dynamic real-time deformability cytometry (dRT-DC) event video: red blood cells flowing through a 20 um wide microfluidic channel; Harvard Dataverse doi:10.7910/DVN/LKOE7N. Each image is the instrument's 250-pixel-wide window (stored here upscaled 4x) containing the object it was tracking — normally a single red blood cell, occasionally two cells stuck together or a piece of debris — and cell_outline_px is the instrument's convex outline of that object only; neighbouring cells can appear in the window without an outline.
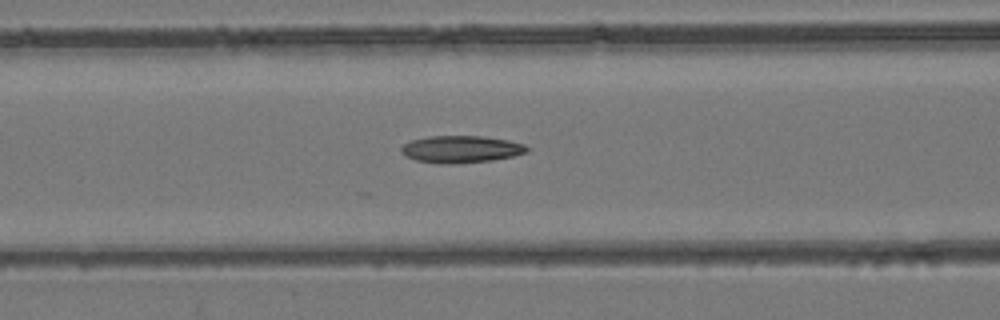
{"species": "common noctule bat (a hibernating species)", "species_latin": "Nyctalus noctula", "temperature_condition": "room temperature", "stored_images_in_passage": 45, "camera_frame_rate_fps": 3000, "um_per_image_px": 0.085, "animal": {"sex": "female", "body_mass_g": 24.6, "forearm_length_mm": 56.2}, "frame": {"image": 1, "passage_image": 20, "time_ms": 6.333, "image_size_px": [1000, 320], "cell_outline_px": [[532, 148], [528, 152], [512, 156], [492, 160], [452, 164], [436, 164], [416, 160], [404, 156], [400, 152], [400, 148], [404, 144], [412, 140], [428, 136], [480, 136], [508, 140], [524, 144]], "centroid_in_image_um": [39.18, 12.69], "position_along_channel_um": 127.4, "area_um2": 20.06}}
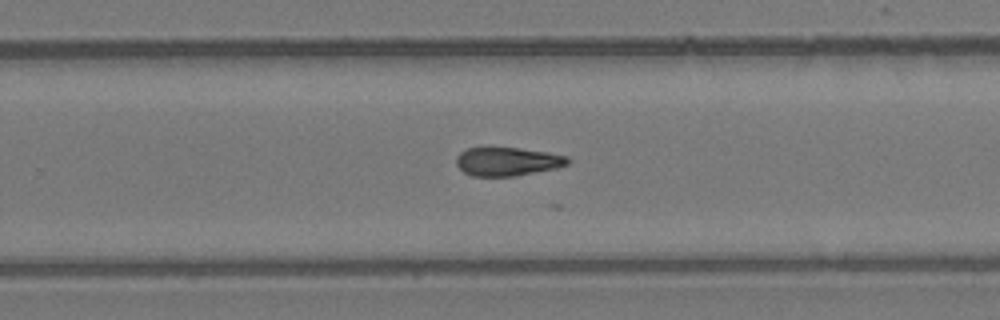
{"frame": {"image": 2, "passage_image": 31, "time_ms": 10.0, "image_size_px": [1000, 320], "cell_outline_px": [[572, 160], [568, 164], [556, 168], [516, 176], [472, 176], [464, 172], [456, 164], [456, 156], [460, 152], [468, 148], [516, 148], [548, 152], [568, 156]], "centroid_in_image_um": [43.15, 13.73], "position_along_channel_um": 286.6, "area_um2": 18.55}}
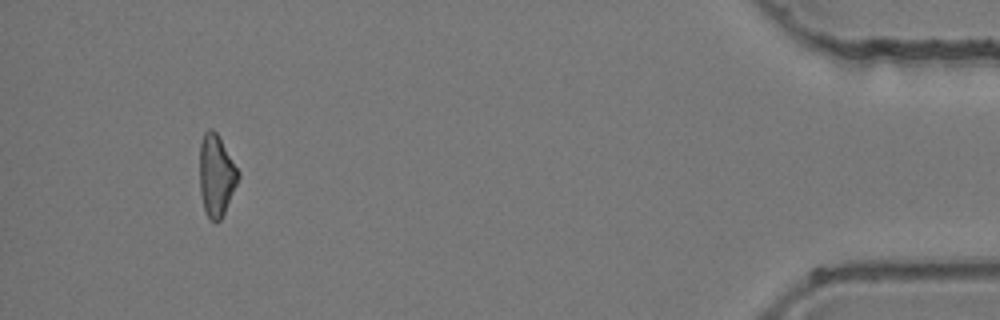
{"frame": {"image": 3, "passage_image": 45, "time_ms": 14.667, "image_size_px": [1000, 320], "cell_outline_px": [[240, 176], [224, 212], [220, 220], [212, 220], [208, 216], [204, 208], [200, 192], [200, 144], [204, 132], [208, 128], [212, 128], [216, 132], [240, 172]], "centroid_in_image_um": [18.38, 14.87], "position_along_channel_um": 416.8, "area_um2": 18.03}}